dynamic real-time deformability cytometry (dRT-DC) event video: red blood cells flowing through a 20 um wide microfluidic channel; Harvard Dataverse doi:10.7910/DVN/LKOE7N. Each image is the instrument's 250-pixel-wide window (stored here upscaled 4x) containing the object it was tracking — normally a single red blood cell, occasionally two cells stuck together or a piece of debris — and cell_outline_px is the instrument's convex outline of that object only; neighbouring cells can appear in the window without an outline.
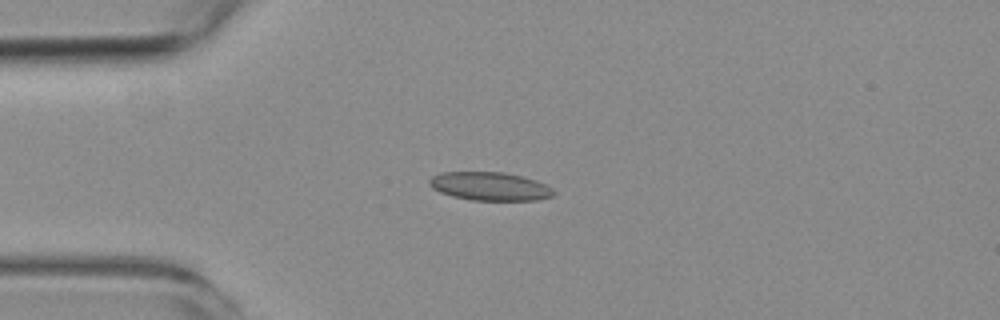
{"species": "common noctule bat (a hibernating species)", "species_latin": "Nyctalus noctula", "temperature_condition": "room temperature", "stored_images_in_passage": 13, "camera_frame_rate_fps": 3000, "um_per_image_px": 0.085, "animal": {"sex": "female", "body_mass_g": 19.3, "forearm_length_mm": 54.1}, "frame": {"image": 1, "passage_image": 3, "time_ms": 3.333, "image_size_px": [1000, 320], "cell_outline_px": [[556, 192], [552, 196], [536, 200], [472, 200], [452, 196], [440, 192], [432, 188], [428, 184], [428, 180], [432, 176], [440, 172], [504, 172], [536, 180], [552, 188]], "centroid_in_image_um": [41.61, 15.83], "position_along_channel_um": 43.4, "area_um2": 20.58}}
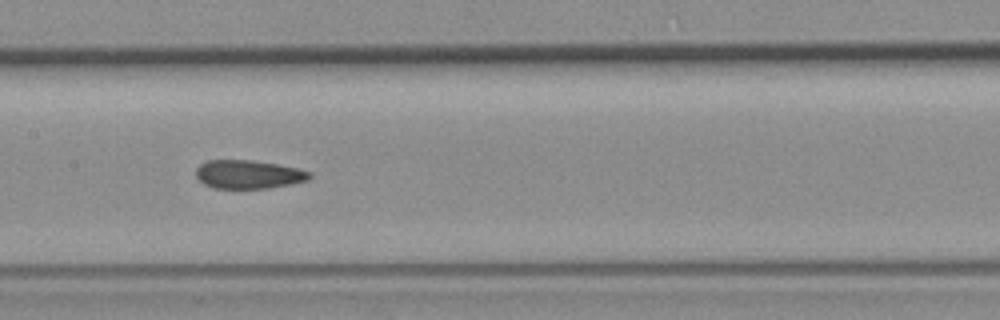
{"frame": {"image": 2, "passage_image": 7, "time_ms": 7.667, "image_size_px": [1000, 320], "cell_outline_px": [[312, 176], [308, 180], [292, 184], [268, 188], [212, 188], [204, 184], [196, 176], [196, 168], [200, 164], [208, 160], [248, 160], [276, 164], [296, 168], [312, 172]], "centroid_in_image_um": [21.12, 14.83], "position_along_channel_um": 186.3, "area_um2": 18.84}}
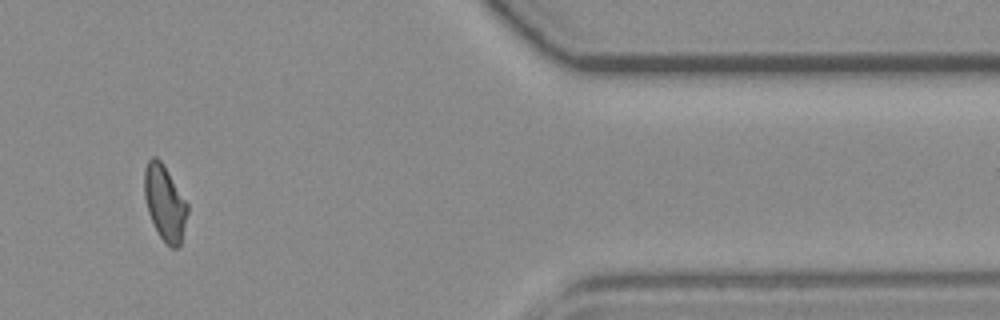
{"frame": {"image": 3, "passage_image": 12, "time_ms": 14.333, "image_size_px": [1000, 320], "cell_outline_px": [[188, 212], [180, 244], [176, 248], [172, 248], [160, 236], [148, 212], [144, 196], [144, 168], [148, 160], [152, 156], [156, 156], [164, 164], [188, 204]], "centroid_in_image_um": [14.0, 17.19], "position_along_channel_um": 397.4, "area_um2": 18.79}, "authors_computed_cell_mechanics": {"area_um2": 19.652, "velocity_mm_per_s": 3.7455, "shape_relaxation_time_tau1_ms": null, "shape_relaxation_time_tau2_ms": 2.3424, "deformation_change_tau1": null, "deformation_change_tau2": 0.0599}}